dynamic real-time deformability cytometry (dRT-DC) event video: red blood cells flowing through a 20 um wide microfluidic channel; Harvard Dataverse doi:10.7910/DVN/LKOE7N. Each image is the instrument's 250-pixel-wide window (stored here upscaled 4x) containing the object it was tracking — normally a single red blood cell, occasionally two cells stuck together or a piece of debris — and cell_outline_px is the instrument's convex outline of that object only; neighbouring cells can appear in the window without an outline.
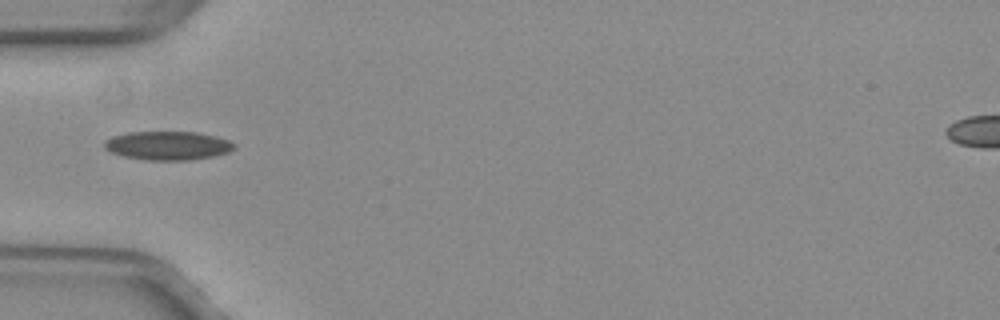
{"species": "common noctule bat (a hibernating species)", "species_latin": "Nyctalus noctula", "temperature_condition": "warm", "stored_images_in_passage": 36, "camera_frame_rate_fps": 3000, "um_per_image_px": 0.085, "animal": {"sex": "female", "body_mass_g": 29.2, "forearm_length_mm": 56.3}, "frame": {"image": 1, "passage_image": 1, "time_ms": 0.0, "image_size_px": [1000, 320], "cell_outline_px": [[236, 148], [228, 152], [212, 156], [188, 160], [144, 160], [124, 156], [112, 152], [104, 148], [104, 140], [112, 136], [128, 132], [196, 132], [216, 136], [228, 140], [236, 144]], "centroid_in_image_um": [14.26, 12.37], "position_along_channel_um": 70.7, "area_um2": 21.73}}
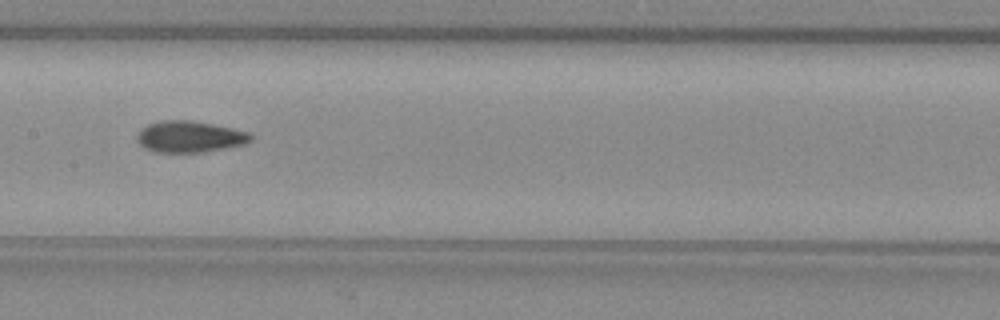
{"frame": {"image": 2, "passage_image": 10, "time_ms": 3.0, "image_size_px": [1000, 320], "cell_outline_px": [[252, 140], [244, 144], [228, 148], [204, 152], [152, 152], [144, 148], [136, 140], [136, 136], [140, 128], [148, 124], [160, 120], [192, 120], [232, 128], [248, 132], [252, 136]], "centroid_in_image_um": [16.09, 11.62], "position_along_channel_um": 191.3, "area_um2": 21.04}}
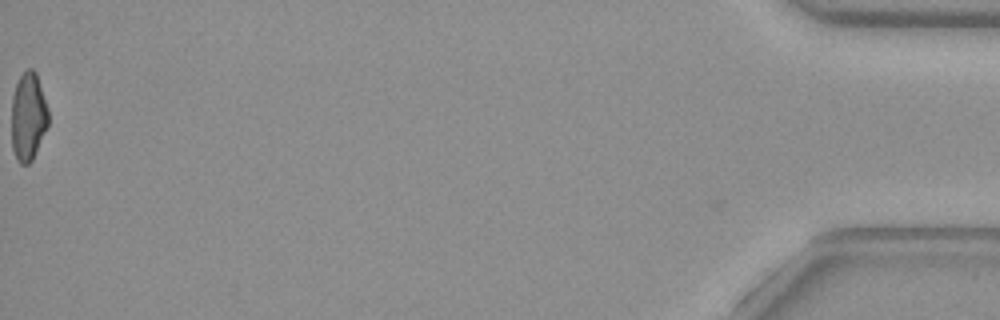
{"frame": {"image": 3, "passage_image": 36, "time_ms": 11.667, "image_size_px": [1000, 320], "cell_outline_px": [[48, 124], [32, 160], [28, 164], [20, 164], [16, 160], [12, 148], [12, 96], [16, 84], [20, 76], [28, 68], [32, 68], [36, 72], [48, 108]], "centroid_in_image_um": [2.39, 9.91], "position_along_channel_um": 432.8, "area_um2": 18.84}, "authors_computed_cell_mechanics": {"area_um2": 20.0277, "velocity_mm_per_s": 3.999, "shape_relaxation_time_tau1_ms": null, "shape_relaxation_time_tau2_ms": 2.3221, "deformation_change_tau1": null, "deformation_change_tau2": 0.0889}}